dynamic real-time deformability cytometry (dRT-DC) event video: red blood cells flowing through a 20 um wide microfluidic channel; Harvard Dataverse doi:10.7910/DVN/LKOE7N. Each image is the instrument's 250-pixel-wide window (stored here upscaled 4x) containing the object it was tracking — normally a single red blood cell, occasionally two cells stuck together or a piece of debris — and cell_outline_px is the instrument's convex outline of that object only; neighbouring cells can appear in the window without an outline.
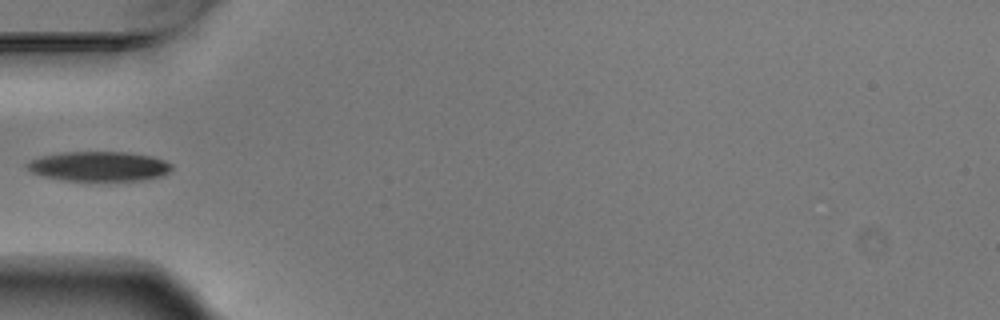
{"species": "Egyptian fruit bat (a non-hibernating species)", "species_latin": "Rousettus aegyptiacus", "temperature_condition": "warm", "stored_images_in_passage": 4, "camera_frame_rate_fps": 3000, "um_per_image_px": 0.085, "animal": {"sex": "male"}, "frame": {"image": 1, "passage_image": 3, "time_ms": 0.667, "image_size_px": [1000, 320], "cell_outline_px": [[172, 168], [168, 172], [160, 176], [144, 180], [64, 180], [44, 176], [32, 172], [24, 164], [32, 160], [44, 156], [64, 152], [124, 152], [148, 156], [164, 160], [172, 164]], "centroid_in_image_um": [8.42, 14.14], "position_along_channel_um": 76.6, "area_um2": 24.57}}
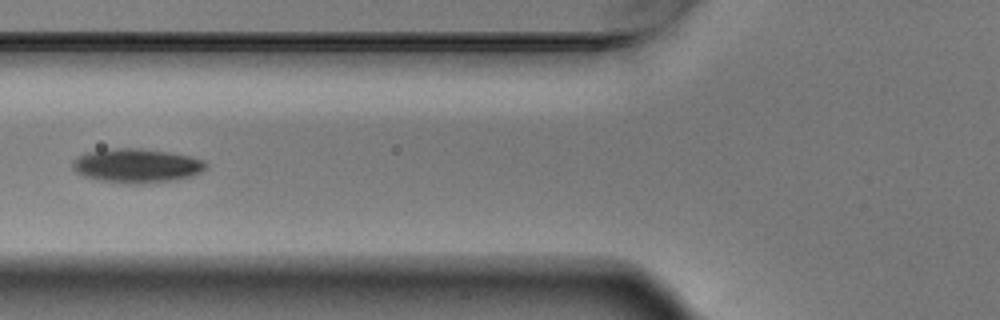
{"frame": {"image": 2, "passage_image": 4, "time_ms": 1.0, "image_size_px": [1000, 320], "cell_outline_px": [[208, 164], [200, 172], [192, 176], [176, 180], [140, 184], [128, 184], [96, 180], [84, 176], [76, 172], [72, 168], [72, 160], [76, 156], [88, 152], [116, 148], [140, 148], [168, 152], [188, 156], [204, 160]], "centroid_in_image_um": [11.58, 14.09], "position_along_channel_um": 114.2, "area_um2": 26.65}}